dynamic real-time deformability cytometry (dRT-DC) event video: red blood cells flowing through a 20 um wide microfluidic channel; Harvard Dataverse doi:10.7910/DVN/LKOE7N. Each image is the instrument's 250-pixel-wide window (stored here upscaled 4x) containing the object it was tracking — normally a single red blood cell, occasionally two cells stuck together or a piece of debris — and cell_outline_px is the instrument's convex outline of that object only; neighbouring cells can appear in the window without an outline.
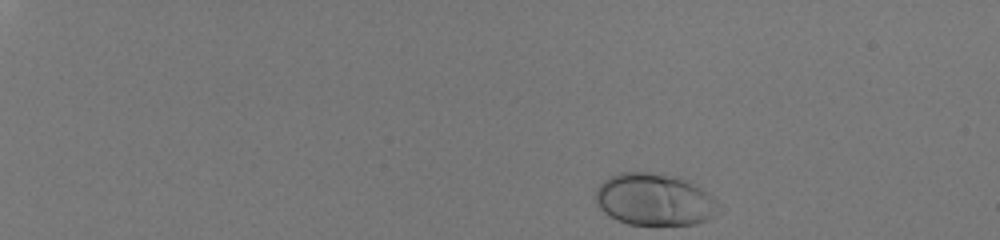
{"species": "human", "species_latin": "Homo sapiens", "temperature_condition": "room temperature", "stored_images_in_passage": 40, "camera_frame_rate_fps": 3000, "um_per_image_px": 0.085, "donor": {"sex": "male"}, "frame": {"image": 1, "passage_image": 1, "time_ms": 0.0, "image_size_px": [1000, 240], "cell_outline_px": [[716, 200], [712, 216], [696, 224], [628, 224], [608, 216], [596, 204], [596, 188], [604, 180], [620, 172], [648, 172], [680, 176], [700, 188], [712, 196]], "centroid_in_image_um": [55.56, 16.94], "position_along_channel_um": 29.4, "area_um2": 36.82}}
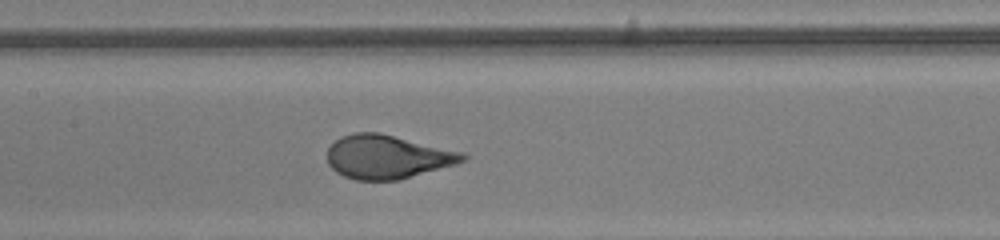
{"frame": {"image": 2, "passage_image": 23, "time_ms": 7.333, "image_size_px": [1000, 240], "cell_outline_px": [[468, 156], [464, 160], [456, 164], [396, 180], [356, 180], [344, 176], [336, 172], [328, 164], [328, 148], [340, 136], [356, 132], [380, 132], [464, 152]], "centroid_in_image_um": [32.92, 13.32], "position_along_channel_um": 174.5, "area_um2": 34.39}}
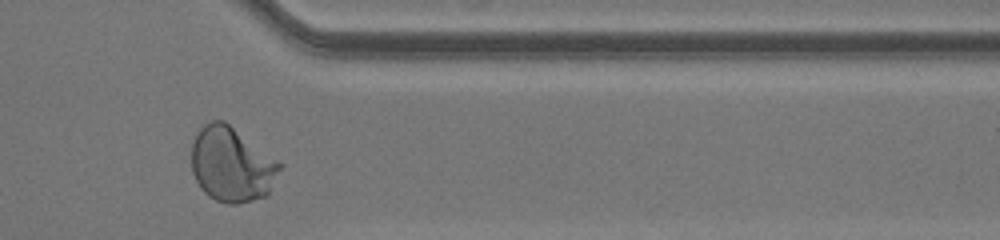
{"frame": {"image": 3, "passage_image": 39, "time_ms": 12.667, "image_size_px": [1000, 240], "cell_outline_px": [[284, 164], [268, 196], [236, 204], [228, 204], [216, 200], [208, 196], [200, 188], [192, 172], [192, 140], [200, 128], [204, 124], [212, 120], [224, 120]], "centroid_in_image_um": [19.71, 13.99], "position_along_channel_um": 391.7, "area_um2": 38.9}, "authors_computed_cell_mechanics": {"area_um2": 34.969, "velocity_mm_per_s": 4.093, "shape_relaxation_time_tau1_ms": 3.727, "shape_relaxation_time_tau2_ms": null, "deformation_change_tau1": 0.2005, "deformation_change_tau2": null}}